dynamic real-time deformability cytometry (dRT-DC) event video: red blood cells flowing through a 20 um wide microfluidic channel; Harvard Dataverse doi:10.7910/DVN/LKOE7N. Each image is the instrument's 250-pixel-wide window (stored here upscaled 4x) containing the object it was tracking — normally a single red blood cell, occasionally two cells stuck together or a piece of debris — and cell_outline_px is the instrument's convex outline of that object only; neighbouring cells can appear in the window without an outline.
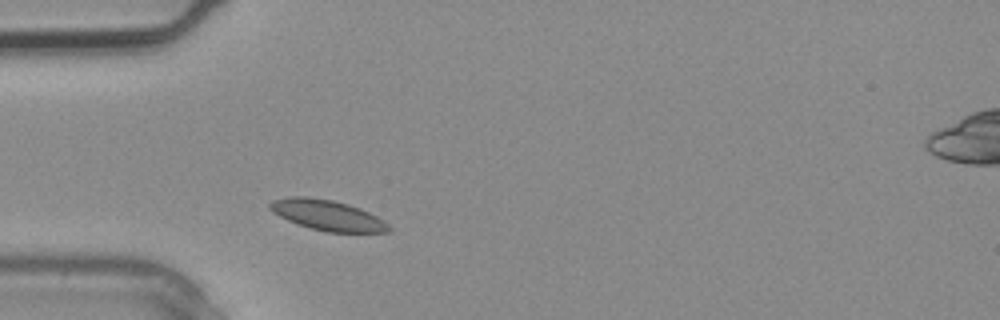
{"species": "common noctule bat (a hibernating species)", "species_latin": "Nyctalus noctula", "temperature_condition": "warm", "stored_images_in_passage": 1, "camera_frame_rate_fps": 3000, "um_per_image_px": 0.085, "animal": {"sex": "male", "body_mass_g": 20.4}, "frame": {"image": 1, "passage_image": 1, "time_ms": 0.0, "image_size_px": [1000, 320], "cell_outline_px": [[392, 232], [328, 232], [312, 228], [288, 220], [272, 212], [268, 208], [268, 204], [272, 200], [288, 196], [308, 196], [332, 200], [348, 204], [360, 208], [384, 220], [392, 228]], "centroid_in_image_um": [27.83, 18.28], "position_along_channel_um": 57.2, "area_um2": 21.1}}